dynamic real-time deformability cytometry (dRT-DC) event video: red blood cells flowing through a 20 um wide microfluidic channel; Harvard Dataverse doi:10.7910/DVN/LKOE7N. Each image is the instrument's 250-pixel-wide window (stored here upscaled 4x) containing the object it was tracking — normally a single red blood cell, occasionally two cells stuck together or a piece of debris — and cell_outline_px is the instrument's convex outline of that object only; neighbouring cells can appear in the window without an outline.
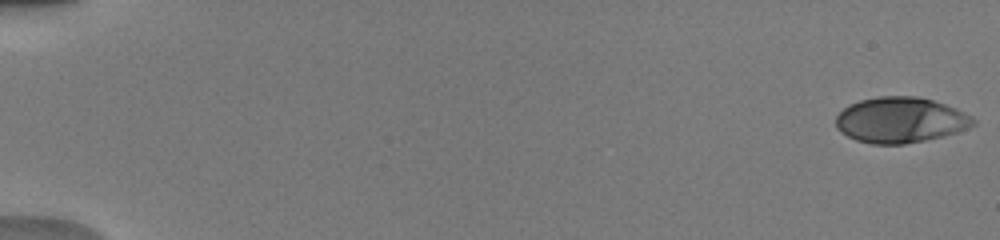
{"species": "human", "species_latin": "Homo sapiens", "temperature_condition": "warm", "stored_images_in_passage": 33, "camera_frame_rate_fps": 3000, "um_per_image_px": 0.085, "donor": {"sex": "male"}, "frame": {"image": 1, "passage_image": 1, "time_ms": 0.0, "image_size_px": [1000, 240], "cell_outline_px": [[976, 124], [968, 128], [944, 136], [904, 144], [872, 144], [856, 140], [840, 132], [836, 128], [836, 116], [848, 104], [860, 100], [880, 96], [916, 96], [932, 100], [956, 108], [972, 116], [976, 120]], "centroid_in_image_um": [76.53, 10.2], "position_along_channel_um": 8.5, "area_um2": 36.59}}
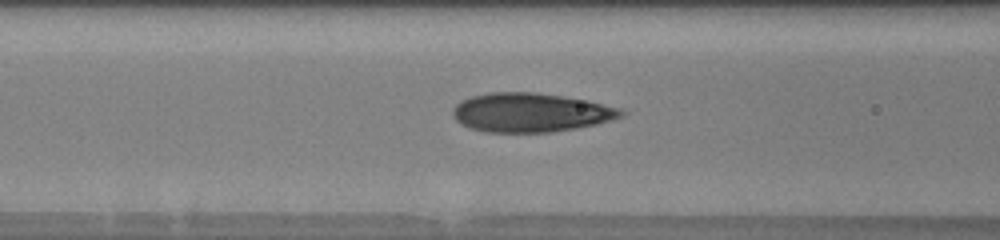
{"frame": {"image": 2, "passage_image": 25, "time_ms": 7.333, "image_size_px": [1000, 240], "cell_outline_px": [[628, 112], [624, 116], [612, 120], [596, 124], [576, 128], [548, 132], [484, 132], [468, 128], [456, 120], [452, 116], [452, 108], [460, 100], [472, 96], [492, 92], [536, 92], [564, 96], [588, 100], [624, 108]], "centroid_in_image_um": [45.14, 9.56], "position_along_channel_um": 121.5, "area_um2": 38.78}}
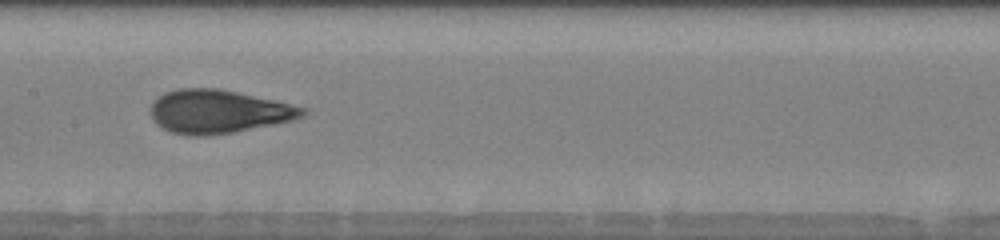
{"frame": {"image": 3, "passage_image": 32, "time_ms": 9.0, "image_size_px": [1000, 240], "cell_outline_px": [[308, 112], [304, 116], [272, 124], [232, 132], [204, 136], [188, 136], [172, 132], [160, 128], [152, 120], [152, 104], [164, 92], [180, 88], [220, 88], [276, 100], [304, 108]], "centroid_in_image_um": [18.52, 9.47], "position_along_channel_um": 188.9, "area_um2": 38.21}}